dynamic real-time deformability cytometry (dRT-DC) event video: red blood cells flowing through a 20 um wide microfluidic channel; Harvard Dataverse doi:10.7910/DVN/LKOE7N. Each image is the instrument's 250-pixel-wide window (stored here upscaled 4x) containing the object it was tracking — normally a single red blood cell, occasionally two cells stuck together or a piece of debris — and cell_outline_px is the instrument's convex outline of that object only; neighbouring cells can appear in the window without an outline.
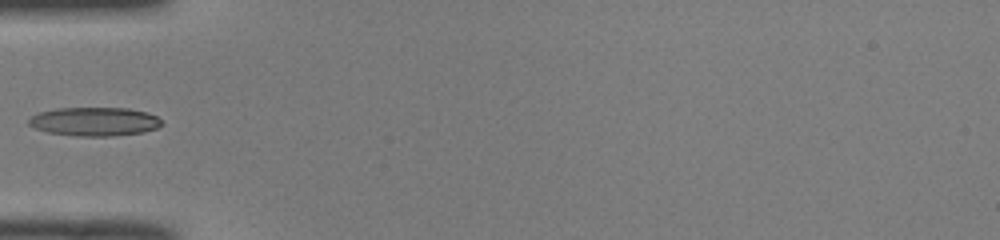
{"species": "common noctule bat (a hibernating species)", "species_latin": "Nyctalus noctula", "temperature_condition": "room temperature", "stored_images_in_passage": 34, "camera_frame_rate_fps": 3000, "um_per_image_px": 0.085, "animal": {"sex": "male", "body_mass_g": 19.0, "forearm_length_mm": 50.8}, "frame": {"image": 1, "passage_image": 1, "time_ms": 0.0, "image_size_px": [1000, 240], "cell_outline_px": [[164, 124], [156, 128], [144, 132], [112, 136], [76, 136], [48, 132], [36, 128], [28, 124], [28, 120], [36, 112], [56, 108], [128, 108], [148, 112], [156, 116]], "centroid_in_image_um": [8.03, 10.33], "position_along_channel_um": 77.0, "area_um2": 22.37}}
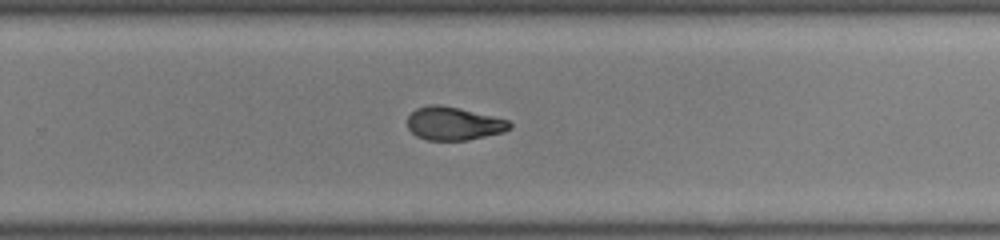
{"frame": {"image": 2, "passage_image": 17, "time_ms": 5.333, "image_size_px": [1000, 240], "cell_outline_px": [[512, 128], [504, 132], [468, 140], [428, 140], [416, 136], [408, 128], [408, 116], [416, 108], [428, 104], [440, 104], [460, 108], [508, 120], [512, 124]], "centroid_in_image_um": [38.56, 10.49], "position_along_channel_um": 291.2, "area_um2": 19.88}}
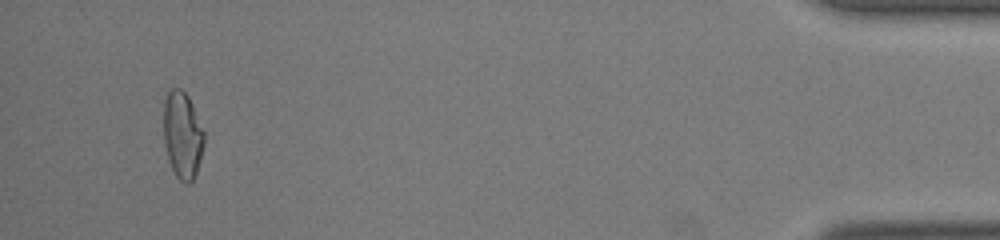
{"frame": {"image": 3, "passage_image": 32, "time_ms": 10.333, "image_size_px": [1000, 240], "cell_outline_px": [[204, 144], [200, 160], [196, 172], [192, 180], [188, 184], [180, 180], [176, 176], [168, 160], [164, 140], [164, 100], [168, 92], [172, 88], [180, 88], [188, 96], [192, 104], [204, 132]], "centroid_in_image_um": [15.5, 11.47], "position_along_channel_um": 419.7, "area_um2": 20.35}}